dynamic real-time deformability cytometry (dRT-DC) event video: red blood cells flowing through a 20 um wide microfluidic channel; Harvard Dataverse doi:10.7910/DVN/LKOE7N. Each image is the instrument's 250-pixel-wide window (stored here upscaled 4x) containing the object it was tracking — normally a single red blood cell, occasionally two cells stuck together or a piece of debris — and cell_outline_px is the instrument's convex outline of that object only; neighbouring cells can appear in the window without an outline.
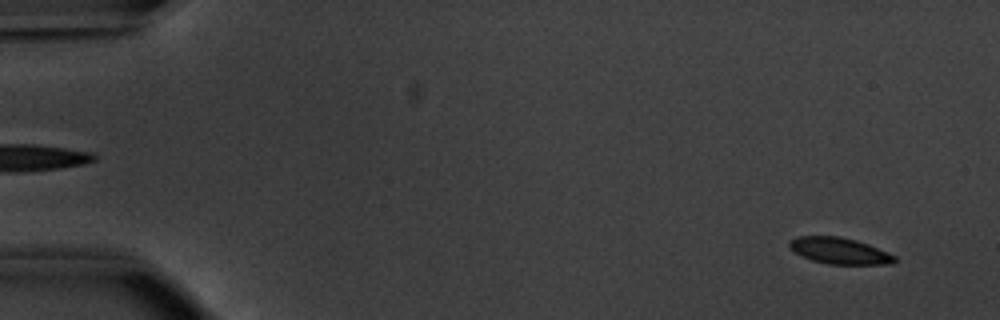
{"species": "common noctule bat (a hibernating species)", "species_latin": "Nyctalus noctula", "temperature_condition": "warm", "stored_images_in_passage": 53, "camera_frame_rate_fps": 3000, "um_per_image_px": 0.085, "animal": {"sex": "male", "body_mass_g": 20.1, "forearm_length_mm": 53.5}, "frame": {"image": 1, "passage_image": 3, "time_ms": 0.667, "image_size_px": [1000, 320], "cell_outline_px": [[896, 260], [892, 264], [828, 264], [812, 260], [800, 256], [788, 244], [788, 240], [796, 236], [840, 236], [856, 240], [868, 244], [888, 252], [896, 256]], "centroid_in_image_um": [71.35, 21.31], "position_along_channel_um": 13.7, "area_um2": 16.18}}
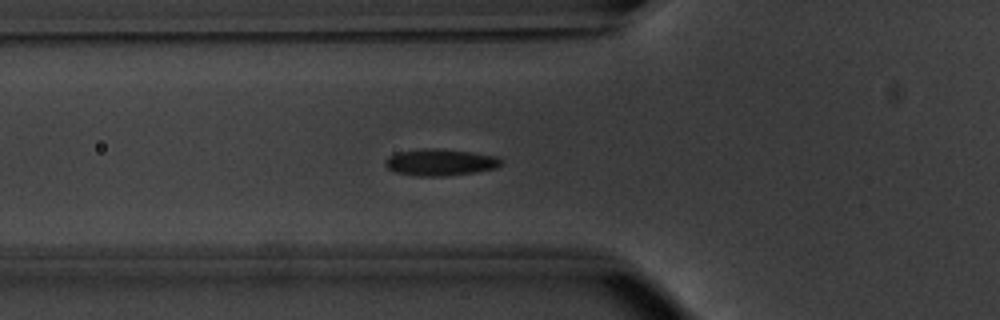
{"frame": {"image": 2, "passage_image": 19, "time_ms": 6.0, "image_size_px": [1000, 320], "cell_outline_px": [[504, 160], [496, 168], [448, 176], [416, 176], [396, 172], [388, 168], [384, 164], [384, 160], [388, 156], [396, 152], [424, 148], [440, 148], [472, 152], [496, 156]], "centroid_in_image_um": [37.39, 13.78], "position_along_channel_um": 88.4, "area_um2": 18.15}}
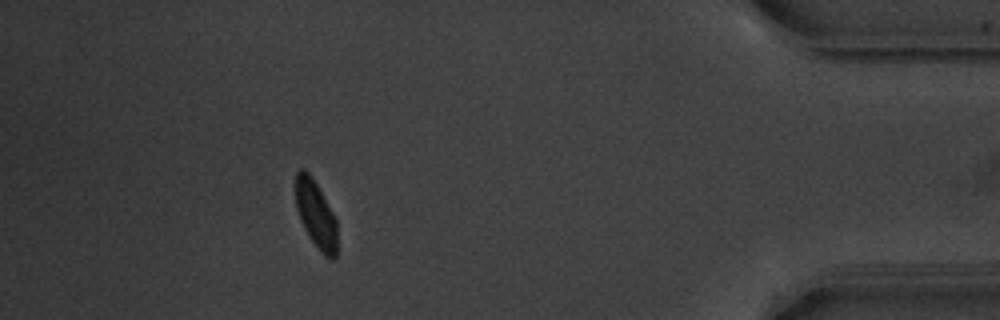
{"frame": {"image": 3, "passage_image": 48, "time_ms": 15.667, "image_size_px": [1000, 320], "cell_outline_px": [[336, 256], [332, 260], [324, 256], [312, 240], [304, 228], [300, 220], [296, 208], [296, 172], [300, 168], [304, 168], [308, 172], [316, 184], [332, 212], [336, 220]], "centroid_in_image_um": [26.83, 18.22], "position_along_channel_um": 408.4, "area_um2": 15.95}, "authors_computed_cell_mechanics": {"area_um2": 17.051, "velocity_mm_per_s": 3.7953, "shape_relaxation_time_tau1_ms": 2.3392, "shape_relaxation_time_tau2_ms": null, "deformation_change_tau1": 0.102, "deformation_change_tau2": null}}